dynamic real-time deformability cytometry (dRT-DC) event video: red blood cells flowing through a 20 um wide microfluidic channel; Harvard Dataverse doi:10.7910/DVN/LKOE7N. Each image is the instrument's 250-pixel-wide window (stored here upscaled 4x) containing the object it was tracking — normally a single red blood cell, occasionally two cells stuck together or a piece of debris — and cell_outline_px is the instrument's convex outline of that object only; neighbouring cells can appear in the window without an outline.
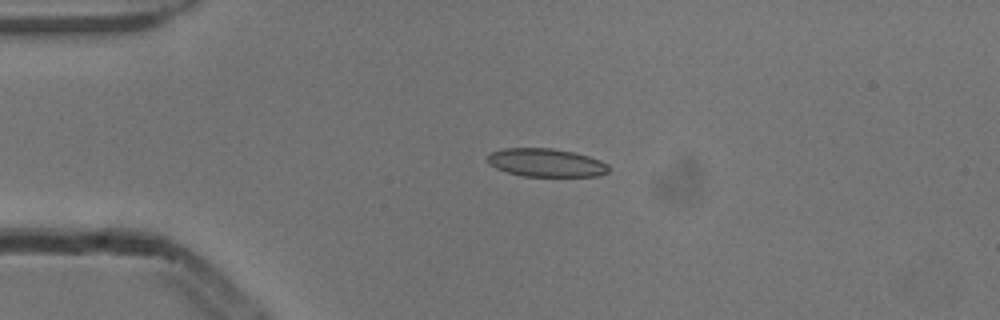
{"species": "common noctule bat (a hibernating species)", "species_latin": "Nyctalus noctula", "temperature_condition": "cold", "stored_images_in_passage": 3, "camera_frame_rate_fps": 3000, "um_per_image_px": 0.085, "animal": {"sex": "male", "body_mass_g": 13.3}, "frame": {"image": 1, "passage_image": 1, "time_ms": 0.0, "image_size_px": [1000, 320], "cell_outline_px": [[608, 172], [596, 176], [524, 176], [508, 172], [496, 168], [488, 164], [488, 152], [504, 148], [552, 148], [572, 152], [588, 156], [600, 160], [608, 164]], "centroid_in_image_um": [46.38, 13.82], "position_along_channel_um": 38.6, "area_um2": 19.88}}
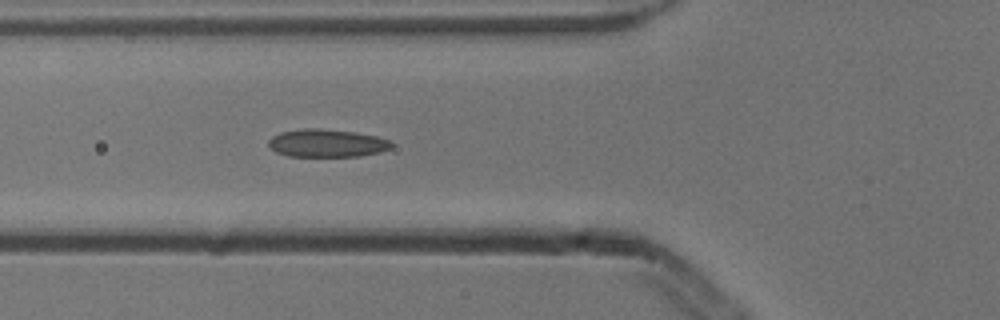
{"frame": {"image": 2, "passage_image": 3, "time_ms": 0.667, "image_size_px": [1000, 320], "cell_outline_px": [[392, 148], [380, 152], [360, 156], [288, 156], [276, 152], [268, 144], [268, 140], [272, 136], [280, 132], [304, 128], [316, 128], [356, 132], [376, 136], [392, 140]], "centroid_in_image_um": [27.8, 12.16], "position_along_channel_um": 98.0, "area_um2": 20.06}}